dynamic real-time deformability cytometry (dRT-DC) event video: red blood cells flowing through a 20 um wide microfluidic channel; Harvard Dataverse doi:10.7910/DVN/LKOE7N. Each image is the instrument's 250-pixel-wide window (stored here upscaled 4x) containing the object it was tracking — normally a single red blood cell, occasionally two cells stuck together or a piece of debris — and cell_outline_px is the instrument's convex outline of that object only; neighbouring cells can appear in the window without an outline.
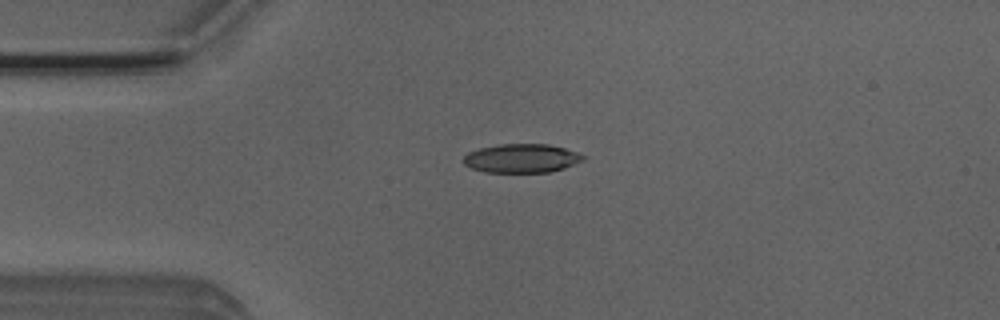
{"species": "Egyptian fruit bat (a non-hibernating species)", "species_latin": "Rousettus aegyptiacus", "temperature_condition": "room temperature", "stored_images_in_passage": 41, "camera_frame_rate_fps": 3000, "um_per_image_px": 0.085, "animal": {"sex": "male"}, "frame": {"image": 1, "passage_image": 2, "time_ms": 0.333, "image_size_px": [1000, 320], "cell_outline_px": [[588, 156], [584, 160], [564, 168], [548, 172], [484, 172], [472, 168], [464, 164], [460, 160], [468, 152], [480, 148], [500, 144], [548, 144], [564, 148]], "centroid_in_image_um": [44.33, 13.45], "position_along_channel_um": 40.7, "area_um2": 20.17}}
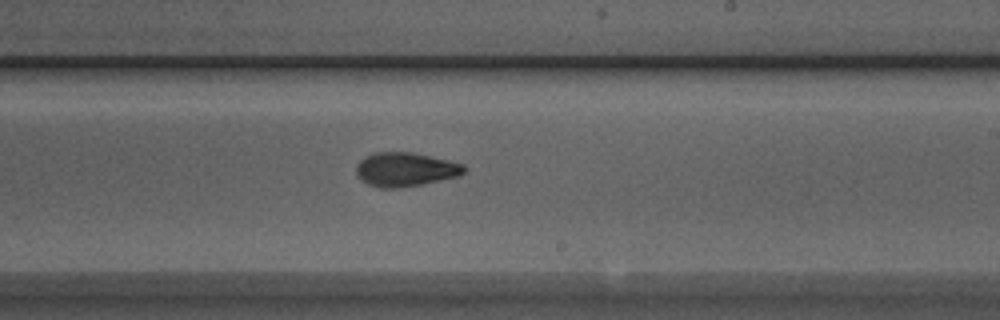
{"frame": {"image": 2, "passage_image": 20, "time_ms": 6.333, "image_size_px": [1000, 320], "cell_outline_px": [[468, 168], [460, 176], [424, 184], [396, 188], [380, 188], [368, 184], [360, 180], [356, 172], [356, 164], [364, 156], [376, 152], [412, 152], [448, 160], [464, 164]], "centroid_in_image_um": [34.46, 14.4], "position_along_channel_um": 254.5, "area_um2": 21.62}}
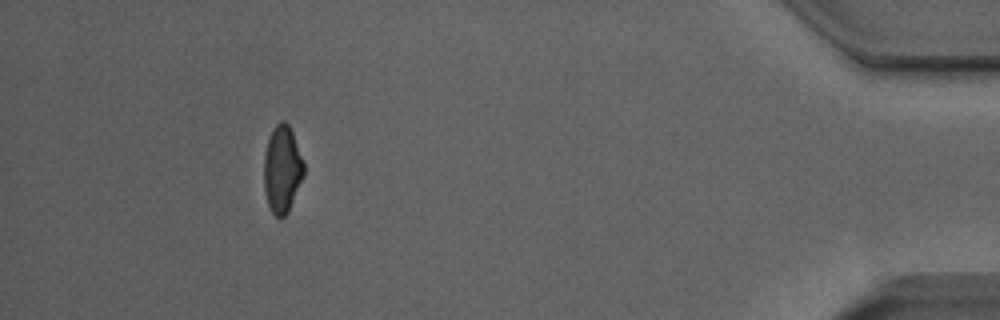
{"frame": {"image": 3, "passage_image": 37, "time_ms": 12.0, "image_size_px": [1000, 320], "cell_outline_px": [[304, 176], [288, 212], [280, 220], [272, 212], [268, 204], [264, 192], [264, 156], [268, 140], [276, 124], [280, 120], [284, 120], [288, 124], [292, 132], [304, 160]], "centroid_in_image_um": [23.99, 14.4], "position_along_channel_um": 411.2, "area_um2": 20.35}, "authors_computed_cell_mechanics": {"area_um2": 20.8658, "velocity_mm_per_s": 3.9405, "shape_relaxation_time_tau1_ms": 6.1757, "shape_relaxation_time_tau2_ms": 3.3889, "deformation_change_tau1": 0.1904, "deformation_change_tau2": 0.0947}}